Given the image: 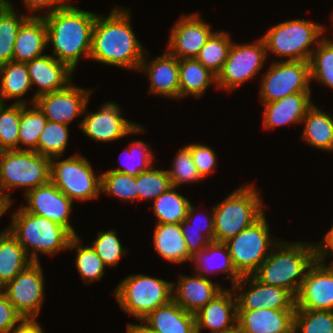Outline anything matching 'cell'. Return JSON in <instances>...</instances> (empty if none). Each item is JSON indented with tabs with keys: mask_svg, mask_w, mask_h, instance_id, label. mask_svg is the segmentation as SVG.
Here are the masks:
<instances>
[{
	"mask_svg": "<svg viewBox=\"0 0 333 333\" xmlns=\"http://www.w3.org/2000/svg\"><path fill=\"white\" fill-rule=\"evenodd\" d=\"M130 14V9L116 5L107 16L97 13L89 59L114 67L139 70L145 49L133 31Z\"/></svg>",
	"mask_w": 333,
	"mask_h": 333,
	"instance_id": "6da1fadb",
	"label": "cell"
},
{
	"mask_svg": "<svg viewBox=\"0 0 333 333\" xmlns=\"http://www.w3.org/2000/svg\"><path fill=\"white\" fill-rule=\"evenodd\" d=\"M41 16L46 23L47 45L53 46V57L75 71L79 58H90L97 14L69 2L65 7Z\"/></svg>",
	"mask_w": 333,
	"mask_h": 333,
	"instance_id": "7a4b0ae2",
	"label": "cell"
},
{
	"mask_svg": "<svg viewBox=\"0 0 333 333\" xmlns=\"http://www.w3.org/2000/svg\"><path fill=\"white\" fill-rule=\"evenodd\" d=\"M315 260L314 243L280 240L253 276L261 283L284 288L296 297Z\"/></svg>",
	"mask_w": 333,
	"mask_h": 333,
	"instance_id": "3957f363",
	"label": "cell"
},
{
	"mask_svg": "<svg viewBox=\"0 0 333 333\" xmlns=\"http://www.w3.org/2000/svg\"><path fill=\"white\" fill-rule=\"evenodd\" d=\"M11 218V225L6 228L23 246L33 262L40 261L39 252L56 255L61 250L68 249L73 236L59 224L29 213L22 207L14 211Z\"/></svg>",
	"mask_w": 333,
	"mask_h": 333,
	"instance_id": "277c9868",
	"label": "cell"
},
{
	"mask_svg": "<svg viewBox=\"0 0 333 333\" xmlns=\"http://www.w3.org/2000/svg\"><path fill=\"white\" fill-rule=\"evenodd\" d=\"M51 158L31 150L0 151V199L5 204L13 203L10 193L13 188L28 191L50 181ZM8 191V192H7Z\"/></svg>",
	"mask_w": 333,
	"mask_h": 333,
	"instance_id": "5b68a950",
	"label": "cell"
},
{
	"mask_svg": "<svg viewBox=\"0 0 333 333\" xmlns=\"http://www.w3.org/2000/svg\"><path fill=\"white\" fill-rule=\"evenodd\" d=\"M254 184L243 185L213 206L215 242H226L264 214V203Z\"/></svg>",
	"mask_w": 333,
	"mask_h": 333,
	"instance_id": "8992f818",
	"label": "cell"
},
{
	"mask_svg": "<svg viewBox=\"0 0 333 333\" xmlns=\"http://www.w3.org/2000/svg\"><path fill=\"white\" fill-rule=\"evenodd\" d=\"M325 28L322 24L309 20L292 19L272 26L262 39L267 54L273 52L272 54L281 56L283 61L309 62L314 48L324 37Z\"/></svg>",
	"mask_w": 333,
	"mask_h": 333,
	"instance_id": "52a82bcc",
	"label": "cell"
},
{
	"mask_svg": "<svg viewBox=\"0 0 333 333\" xmlns=\"http://www.w3.org/2000/svg\"><path fill=\"white\" fill-rule=\"evenodd\" d=\"M173 283L144 274H131L121 280L113 295L120 308L139 321L172 299Z\"/></svg>",
	"mask_w": 333,
	"mask_h": 333,
	"instance_id": "ba28073f",
	"label": "cell"
},
{
	"mask_svg": "<svg viewBox=\"0 0 333 333\" xmlns=\"http://www.w3.org/2000/svg\"><path fill=\"white\" fill-rule=\"evenodd\" d=\"M94 173L89 160L77 153L64 160L55 156L50 161V181L73 202L101 195V174Z\"/></svg>",
	"mask_w": 333,
	"mask_h": 333,
	"instance_id": "9c48e42d",
	"label": "cell"
},
{
	"mask_svg": "<svg viewBox=\"0 0 333 333\" xmlns=\"http://www.w3.org/2000/svg\"><path fill=\"white\" fill-rule=\"evenodd\" d=\"M280 242L271 236L265 213L251 226L224 242L234 268L242 276L253 275Z\"/></svg>",
	"mask_w": 333,
	"mask_h": 333,
	"instance_id": "30bf717a",
	"label": "cell"
},
{
	"mask_svg": "<svg viewBox=\"0 0 333 333\" xmlns=\"http://www.w3.org/2000/svg\"><path fill=\"white\" fill-rule=\"evenodd\" d=\"M267 57L266 46L262 38L247 44L232 42L228 58L217 75L215 87L231 92L254 79L263 69Z\"/></svg>",
	"mask_w": 333,
	"mask_h": 333,
	"instance_id": "8fae6325",
	"label": "cell"
},
{
	"mask_svg": "<svg viewBox=\"0 0 333 333\" xmlns=\"http://www.w3.org/2000/svg\"><path fill=\"white\" fill-rule=\"evenodd\" d=\"M260 82L261 102H272L289 94L311 92L308 61L279 60L269 65Z\"/></svg>",
	"mask_w": 333,
	"mask_h": 333,
	"instance_id": "7c38bea8",
	"label": "cell"
},
{
	"mask_svg": "<svg viewBox=\"0 0 333 333\" xmlns=\"http://www.w3.org/2000/svg\"><path fill=\"white\" fill-rule=\"evenodd\" d=\"M41 262H32L1 289L23 319H36L45 297Z\"/></svg>",
	"mask_w": 333,
	"mask_h": 333,
	"instance_id": "4fadbf2b",
	"label": "cell"
},
{
	"mask_svg": "<svg viewBox=\"0 0 333 333\" xmlns=\"http://www.w3.org/2000/svg\"><path fill=\"white\" fill-rule=\"evenodd\" d=\"M86 111L87 105L83 113L86 116L79 122V128L95 142H113L133 133L145 132L140 124L125 119L121 107L115 102L102 104L97 112Z\"/></svg>",
	"mask_w": 333,
	"mask_h": 333,
	"instance_id": "5bb4252c",
	"label": "cell"
},
{
	"mask_svg": "<svg viewBox=\"0 0 333 333\" xmlns=\"http://www.w3.org/2000/svg\"><path fill=\"white\" fill-rule=\"evenodd\" d=\"M232 289L236 296L238 310H256L258 308L296 310V297L290 291L261 283L253 275L242 276L232 286Z\"/></svg>",
	"mask_w": 333,
	"mask_h": 333,
	"instance_id": "9a60e30c",
	"label": "cell"
},
{
	"mask_svg": "<svg viewBox=\"0 0 333 333\" xmlns=\"http://www.w3.org/2000/svg\"><path fill=\"white\" fill-rule=\"evenodd\" d=\"M27 203L21 207L32 214L47 218L64 227L72 236H78L70 221L73 201L51 181L24 194Z\"/></svg>",
	"mask_w": 333,
	"mask_h": 333,
	"instance_id": "2e32d148",
	"label": "cell"
},
{
	"mask_svg": "<svg viewBox=\"0 0 333 333\" xmlns=\"http://www.w3.org/2000/svg\"><path fill=\"white\" fill-rule=\"evenodd\" d=\"M91 94V89L76 87L70 83L62 90L36 97L34 104L48 121L69 125L75 118L83 116Z\"/></svg>",
	"mask_w": 333,
	"mask_h": 333,
	"instance_id": "e0dca14e",
	"label": "cell"
},
{
	"mask_svg": "<svg viewBox=\"0 0 333 333\" xmlns=\"http://www.w3.org/2000/svg\"><path fill=\"white\" fill-rule=\"evenodd\" d=\"M296 309L333 311V266L315 260L296 296Z\"/></svg>",
	"mask_w": 333,
	"mask_h": 333,
	"instance_id": "ac0fdd59",
	"label": "cell"
},
{
	"mask_svg": "<svg viewBox=\"0 0 333 333\" xmlns=\"http://www.w3.org/2000/svg\"><path fill=\"white\" fill-rule=\"evenodd\" d=\"M210 25L198 13L182 15L170 29L167 51L178 59L196 58L214 33Z\"/></svg>",
	"mask_w": 333,
	"mask_h": 333,
	"instance_id": "d6986e66",
	"label": "cell"
},
{
	"mask_svg": "<svg viewBox=\"0 0 333 333\" xmlns=\"http://www.w3.org/2000/svg\"><path fill=\"white\" fill-rule=\"evenodd\" d=\"M148 57L149 53L145 51L138 70L148 76L150 81L148 93L163 95L164 98L179 99V59L167 50L163 55L150 61L147 59Z\"/></svg>",
	"mask_w": 333,
	"mask_h": 333,
	"instance_id": "ffe728a7",
	"label": "cell"
},
{
	"mask_svg": "<svg viewBox=\"0 0 333 333\" xmlns=\"http://www.w3.org/2000/svg\"><path fill=\"white\" fill-rule=\"evenodd\" d=\"M30 82L32 86H37L38 91L34 93L31 105L34 104L36 97L62 90L72 81V71L65 63L55 59L51 55H43L26 62Z\"/></svg>",
	"mask_w": 333,
	"mask_h": 333,
	"instance_id": "44dd1931",
	"label": "cell"
},
{
	"mask_svg": "<svg viewBox=\"0 0 333 333\" xmlns=\"http://www.w3.org/2000/svg\"><path fill=\"white\" fill-rule=\"evenodd\" d=\"M235 297V298H234ZM196 333L203 329L210 333H222L237 324V300L233 289L226 287L195 313Z\"/></svg>",
	"mask_w": 333,
	"mask_h": 333,
	"instance_id": "7402d4cb",
	"label": "cell"
},
{
	"mask_svg": "<svg viewBox=\"0 0 333 333\" xmlns=\"http://www.w3.org/2000/svg\"><path fill=\"white\" fill-rule=\"evenodd\" d=\"M194 276L179 275L176 286H172L173 300L185 311L195 314L224 287H221L217 282L213 283L211 278L204 277L198 273Z\"/></svg>",
	"mask_w": 333,
	"mask_h": 333,
	"instance_id": "603a6c76",
	"label": "cell"
},
{
	"mask_svg": "<svg viewBox=\"0 0 333 333\" xmlns=\"http://www.w3.org/2000/svg\"><path fill=\"white\" fill-rule=\"evenodd\" d=\"M314 104L311 92H297L263 104V127L272 129L301 123L307 110Z\"/></svg>",
	"mask_w": 333,
	"mask_h": 333,
	"instance_id": "cb8c5ba5",
	"label": "cell"
},
{
	"mask_svg": "<svg viewBox=\"0 0 333 333\" xmlns=\"http://www.w3.org/2000/svg\"><path fill=\"white\" fill-rule=\"evenodd\" d=\"M295 310H238L237 324L245 333H293Z\"/></svg>",
	"mask_w": 333,
	"mask_h": 333,
	"instance_id": "d4e9b609",
	"label": "cell"
},
{
	"mask_svg": "<svg viewBox=\"0 0 333 333\" xmlns=\"http://www.w3.org/2000/svg\"><path fill=\"white\" fill-rule=\"evenodd\" d=\"M141 323L151 333H196L195 314L185 311L173 299L150 312Z\"/></svg>",
	"mask_w": 333,
	"mask_h": 333,
	"instance_id": "484cf974",
	"label": "cell"
},
{
	"mask_svg": "<svg viewBox=\"0 0 333 333\" xmlns=\"http://www.w3.org/2000/svg\"><path fill=\"white\" fill-rule=\"evenodd\" d=\"M47 47V28L43 16H30L19 28L13 61L28 62L41 57Z\"/></svg>",
	"mask_w": 333,
	"mask_h": 333,
	"instance_id": "4316f807",
	"label": "cell"
},
{
	"mask_svg": "<svg viewBox=\"0 0 333 333\" xmlns=\"http://www.w3.org/2000/svg\"><path fill=\"white\" fill-rule=\"evenodd\" d=\"M192 263L195 265L194 272L207 278H209V274L226 273V277L222 279L230 278L232 286L241 278L233 266L228 247L224 242H211L204 250L193 257Z\"/></svg>",
	"mask_w": 333,
	"mask_h": 333,
	"instance_id": "83f0119b",
	"label": "cell"
},
{
	"mask_svg": "<svg viewBox=\"0 0 333 333\" xmlns=\"http://www.w3.org/2000/svg\"><path fill=\"white\" fill-rule=\"evenodd\" d=\"M153 243L158 255L172 263L192 262L182 229L178 223H156Z\"/></svg>",
	"mask_w": 333,
	"mask_h": 333,
	"instance_id": "f1b7e54d",
	"label": "cell"
},
{
	"mask_svg": "<svg viewBox=\"0 0 333 333\" xmlns=\"http://www.w3.org/2000/svg\"><path fill=\"white\" fill-rule=\"evenodd\" d=\"M217 76L204 67L196 58L179 59V100L186 96L201 98Z\"/></svg>",
	"mask_w": 333,
	"mask_h": 333,
	"instance_id": "f546056e",
	"label": "cell"
},
{
	"mask_svg": "<svg viewBox=\"0 0 333 333\" xmlns=\"http://www.w3.org/2000/svg\"><path fill=\"white\" fill-rule=\"evenodd\" d=\"M301 138L315 149L333 151V117L313 104L306 112Z\"/></svg>",
	"mask_w": 333,
	"mask_h": 333,
	"instance_id": "4dcf8cb0",
	"label": "cell"
},
{
	"mask_svg": "<svg viewBox=\"0 0 333 333\" xmlns=\"http://www.w3.org/2000/svg\"><path fill=\"white\" fill-rule=\"evenodd\" d=\"M33 261L23 246L5 228L0 232V287L13 280Z\"/></svg>",
	"mask_w": 333,
	"mask_h": 333,
	"instance_id": "1f68e13d",
	"label": "cell"
},
{
	"mask_svg": "<svg viewBox=\"0 0 333 333\" xmlns=\"http://www.w3.org/2000/svg\"><path fill=\"white\" fill-rule=\"evenodd\" d=\"M32 88L26 62L10 61L0 65V99L16 100L14 104L28 105L22 97ZM16 98V99H15Z\"/></svg>",
	"mask_w": 333,
	"mask_h": 333,
	"instance_id": "d6a6232c",
	"label": "cell"
},
{
	"mask_svg": "<svg viewBox=\"0 0 333 333\" xmlns=\"http://www.w3.org/2000/svg\"><path fill=\"white\" fill-rule=\"evenodd\" d=\"M12 2L0 0V65L13 61V50L20 26L31 16L18 14Z\"/></svg>",
	"mask_w": 333,
	"mask_h": 333,
	"instance_id": "836d02e7",
	"label": "cell"
},
{
	"mask_svg": "<svg viewBox=\"0 0 333 333\" xmlns=\"http://www.w3.org/2000/svg\"><path fill=\"white\" fill-rule=\"evenodd\" d=\"M32 106L20 104L18 150L38 152V140L48 120L35 104Z\"/></svg>",
	"mask_w": 333,
	"mask_h": 333,
	"instance_id": "e575fe53",
	"label": "cell"
},
{
	"mask_svg": "<svg viewBox=\"0 0 333 333\" xmlns=\"http://www.w3.org/2000/svg\"><path fill=\"white\" fill-rule=\"evenodd\" d=\"M175 189L177 187L172 186L153 201L156 223L180 224L186 219L191 202Z\"/></svg>",
	"mask_w": 333,
	"mask_h": 333,
	"instance_id": "d590c367",
	"label": "cell"
},
{
	"mask_svg": "<svg viewBox=\"0 0 333 333\" xmlns=\"http://www.w3.org/2000/svg\"><path fill=\"white\" fill-rule=\"evenodd\" d=\"M232 42L229 33L223 30L215 31L201 48L196 59L217 76L228 58Z\"/></svg>",
	"mask_w": 333,
	"mask_h": 333,
	"instance_id": "8d00e7d4",
	"label": "cell"
},
{
	"mask_svg": "<svg viewBox=\"0 0 333 333\" xmlns=\"http://www.w3.org/2000/svg\"><path fill=\"white\" fill-rule=\"evenodd\" d=\"M80 237L73 236L70 239L68 249H76L75 265L78 274L84 280L85 284H92L95 280H101L107 267L98 256L91 245L82 246Z\"/></svg>",
	"mask_w": 333,
	"mask_h": 333,
	"instance_id": "74e56055",
	"label": "cell"
},
{
	"mask_svg": "<svg viewBox=\"0 0 333 333\" xmlns=\"http://www.w3.org/2000/svg\"><path fill=\"white\" fill-rule=\"evenodd\" d=\"M310 64V78L333 89V43L323 37L313 50Z\"/></svg>",
	"mask_w": 333,
	"mask_h": 333,
	"instance_id": "f35d334b",
	"label": "cell"
},
{
	"mask_svg": "<svg viewBox=\"0 0 333 333\" xmlns=\"http://www.w3.org/2000/svg\"><path fill=\"white\" fill-rule=\"evenodd\" d=\"M101 192L121 201L138 200L137 176L108 170L101 174Z\"/></svg>",
	"mask_w": 333,
	"mask_h": 333,
	"instance_id": "ab89813d",
	"label": "cell"
},
{
	"mask_svg": "<svg viewBox=\"0 0 333 333\" xmlns=\"http://www.w3.org/2000/svg\"><path fill=\"white\" fill-rule=\"evenodd\" d=\"M68 127L63 123L47 121L38 140V153L50 158L61 157L68 146Z\"/></svg>",
	"mask_w": 333,
	"mask_h": 333,
	"instance_id": "60d3db41",
	"label": "cell"
},
{
	"mask_svg": "<svg viewBox=\"0 0 333 333\" xmlns=\"http://www.w3.org/2000/svg\"><path fill=\"white\" fill-rule=\"evenodd\" d=\"M293 333H333V311L296 309Z\"/></svg>",
	"mask_w": 333,
	"mask_h": 333,
	"instance_id": "b9f144b4",
	"label": "cell"
},
{
	"mask_svg": "<svg viewBox=\"0 0 333 333\" xmlns=\"http://www.w3.org/2000/svg\"><path fill=\"white\" fill-rule=\"evenodd\" d=\"M142 140L133 141L129 144L128 148L123 150V153L126 154L127 163H121L122 167L113 168L112 171L118 173H125L133 176H137L143 171L148 170L154 164V155L152 154V149ZM133 159V160H132ZM125 160V161H126ZM120 161H122L120 159Z\"/></svg>",
	"mask_w": 333,
	"mask_h": 333,
	"instance_id": "7bdbcfd3",
	"label": "cell"
},
{
	"mask_svg": "<svg viewBox=\"0 0 333 333\" xmlns=\"http://www.w3.org/2000/svg\"><path fill=\"white\" fill-rule=\"evenodd\" d=\"M171 187V180L166 169H156L151 166L137 175L138 200L140 201H154Z\"/></svg>",
	"mask_w": 333,
	"mask_h": 333,
	"instance_id": "ee69618b",
	"label": "cell"
},
{
	"mask_svg": "<svg viewBox=\"0 0 333 333\" xmlns=\"http://www.w3.org/2000/svg\"><path fill=\"white\" fill-rule=\"evenodd\" d=\"M20 104L0 106V151L18 150Z\"/></svg>",
	"mask_w": 333,
	"mask_h": 333,
	"instance_id": "f6af8a7d",
	"label": "cell"
},
{
	"mask_svg": "<svg viewBox=\"0 0 333 333\" xmlns=\"http://www.w3.org/2000/svg\"><path fill=\"white\" fill-rule=\"evenodd\" d=\"M90 245L109 267H116L121 257L128 253V250L122 246L116 230L100 231Z\"/></svg>",
	"mask_w": 333,
	"mask_h": 333,
	"instance_id": "bcb514c9",
	"label": "cell"
},
{
	"mask_svg": "<svg viewBox=\"0 0 333 333\" xmlns=\"http://www.w3.org/2000/svg\"><path fill=\"white\" fill-rule=\"evenodd\" d=\"M166 171L174 187L203 180L197 171L192 154L187 146L179 149L173 160L172 168L166 169Z\"/></svg>",
	"mask_w": 333,
	"mask_h": 333,
	"instance_id": "7dc6e473",
	"label": "cell"
},
{
	"mask_svg": "<svg viewBox=\"0 0 333 333\" xmlns=\"http://www.w3.org/2000/svg\"><path fill=\"white\" fill-rule=\"evenodd\" d=\"M193 157L194 164L197 168L199 175L205 179L208 175L215 172L217 155L215 151L209 146L203 144H190L186 145Z\"/></svg>",
	"mask_w": 333,
	"mask_h": 333,
	"instance_id": "c3c4849f",
	"label": "cell"
},
{
	"mask_svg": "<svg viewBox=\"0 0 333 333\" xmlns=\"http://www.w3.org/2000/svg\"><path fill=\"white\" fill-rule=\"evenodd\" d=\"M213 210L214 209H212L210 216L204 215L202 218L201 215L199 216V213L195 214V211L197 212V210L193 204H190L186 219L180 223L181 229L200 231L201 234L207 236L212 242H214L215 232Z\"/></svg>",
	"mask_w": 333,
	"mask_h": 333,
	"instance_id": "681fc988",
	"label": "cell"
},
{
	"mask_svg": "<svg viewBox=\"0 0 333 333\" xmlns=\"http://www.w3.org/2000/svg\"><path fill=\"white\" fill-rule=\"evenodd\" d=\"M22 320L23 317L15 310L4 291L0 289V333H9Z\"/></svg>",
	"mask_w": 333,
	"mask_h": 333,
	"instance_id": "f907efd6",
	"label": "cell"
},
{
	"mask_svg": "<svg viewBox=\"0 0 333 333\" xmlns=\"http://www.w3.org/2000/svg\"><path fill=\"white\" fill-rule=\"evenodd\" d=\"M189 254L194 257L204 250L212 241L200 231L182 230Z\"/></svg>",
	"mask_w": 333,
	"mask_h": 333,
	"instance_id": "816d5d0a",
	"label": "cell"
},
{
	"mask_svg": "<svg viewBox=\"0 0 333 333\" xmlns=\"http://www.w3.org/2000/svg\"><path fill=\"white\" fill-rule=\"evenodd\" d=\"M24 7L30 13L33 12L31 16H40L41 14H35L37 11L45 10L47 11L44 14L54 12L57 9L65 7L70 1L69 0H22ZM68 1V2H67Z\"/></svg>",
	"mask_w": 333,
	"mask_h": 333,
	"instance_id": "f5cc1de1",
	"label": "cell"
},
{
	"mask_svg": "<svg viewBox=\"0 0 333 333\" xmlns=\"http://www.w3.org/2000/svg\"><path fill=\"white\" fill-rule=\"evenodd\" d=\"M315 245V259L323 264H326V258L331 254L333 255V225L328 232L323 236V239L314 243ZM333 266V262L329 264Z\"/></svg>",
	"mask_w": 333,
	"mask_h": 333,
	"instance_id": "db71d44e",
	"label": "cell"
},
{
	"mask_svg": "<svg viewBox=\"0 0 333 333\" xmlns=\"http://www.w3.org/2000/svg\"><path fill=\"white\" fill-rule=\"evenodd\" d=\"M9 333H44L36 319H23Z\"/></svg>",
	"mask_w": 333,
	"mask_h": 333,
	"instance_id": "11a10c76",
	"label": "cell"
},
{
	"mask_svg": "<svg viewBox=\"0 0 333 333\" xmlns=\"http://www.w3.org/2000/svg\"><path fill=\"white\" fill-rule=\"evenodd\" d=\"M126 333H151V332L142 323L133 324L128 322Z\"/></svg>",
	"mask_w": 333,
	"mask_h": 333,
	"instance_id": "9f6ffc18",
	"label": "cell"
},
{
	"mask_svg": "<svg viewBox=\"0 0 333 333\" xmlns=\"http://www.w3.org/2000/svg\"><path fill=\"white\" fill-rule=\"evenodd\" d=\"M222 333H245V332L238 324H236L232 328L227 329V330L223 331Z\"/></svg>",
	"mask_w": 333,
	"mask_h": 333,
	"instance_id": "6f0895ef",
	"label": "cell"
},
{
	"mask_svg": "<svg viewBox=\"0 0 333 333\" xmlns=\"http://www.w3.org/2000/svg\"><path fill=\"white\" fill-rule=\"evenodd\" d=\"M10 206H12V203L5 204L3 201H0V218L9 210Z\"/></svg>",
	"mask_w": 333,
	"mask_h": 333,
	"instance_id": "680465c9",
	"label": "cell"
},
{
	"mask_svg": "<svg viewBox=\"0 0 333 333\" xmlns=\"http://www.w3.org/2000/svg\"><path fill=\"white\" fill-rule=\"evenodd\" d=\"M331 22H332V26H333V13H332V15H331ZM333 28V27H332ZM333 30V29H332ZM332 43H333V41H332V39L330 40Z\"/></svg>",
	"mask_w": 333,
	"mask_h": 333,
	"instance_id": "91938a15",
	"label": "cell"
}]
</instances>
